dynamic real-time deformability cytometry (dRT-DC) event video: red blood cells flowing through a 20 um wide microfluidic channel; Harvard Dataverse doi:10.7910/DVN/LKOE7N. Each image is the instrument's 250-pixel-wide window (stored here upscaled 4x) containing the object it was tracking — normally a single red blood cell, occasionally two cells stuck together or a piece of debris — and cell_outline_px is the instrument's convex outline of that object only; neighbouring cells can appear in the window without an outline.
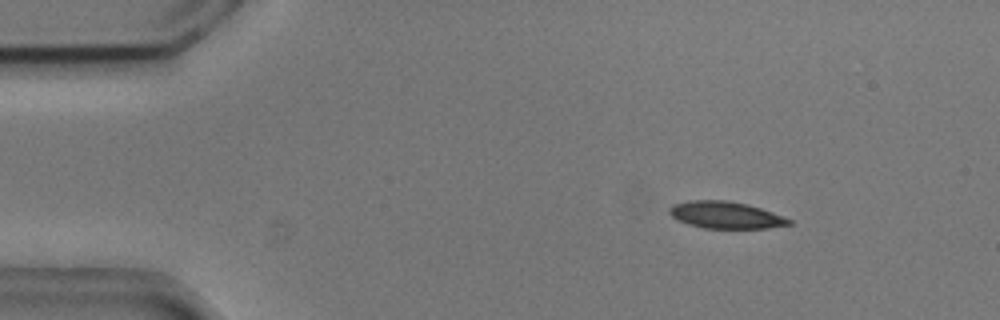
{"species": "common noctule bat (a hibernating species)", "species_latin": "Nyctalus noctula", "temperature_condition": "cold", "stored_images_in_passage": 8, "camera_frame_rate_fps": 3000, "um_per_image_px": 0.085, "animal": {"sex": "male", "body_mass_g": 20.5, "forearm_length_mm": 52.5}, "frame": {"image": 1, "passage_image": 2, "time_ms": 0.333, "image_size_px": [1000, 320], "cell_outline_px": [[792, 224], [768, 228], [704, 228], [688, 224], [672, 216], [668, 212], [668, 208], [672, 204], [688, 200], [728, 200], [748, 204], [772, 212], [792, 220]], "centroid_in_image_um": [61.66, 18.26], "position_along_channel_um": 23.3, "area_um2": 18.79}}
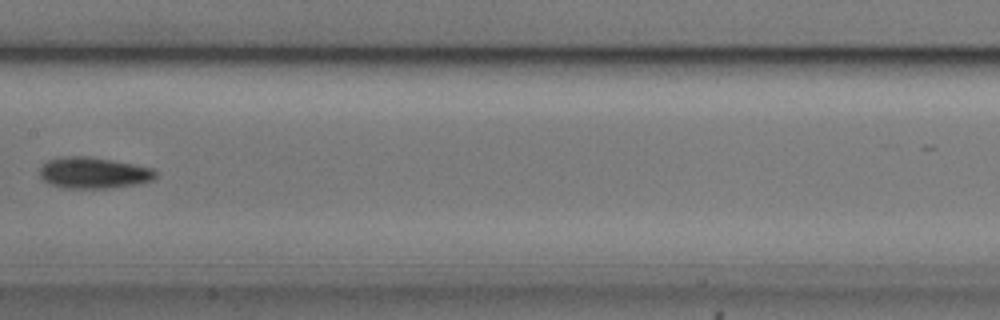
{"frame": {"image": 2, "passage_image": 7, "time_ms": 2.0, "image_size_px": [1000, 320], "cell_outline_px": [[156, 176], [152, 180], [140, 184], [108, 188], [64, 188], [52, 184], [44, 180], [40, 176], [40, 168], [48, 160], [60, 156], [88, 156], [112, 160], [152, 168], [156, 172]], "centroid_in_image_um": [7.95, 14.69], "position_along_channel_um": 199.4, "area_um2": 21.04}}
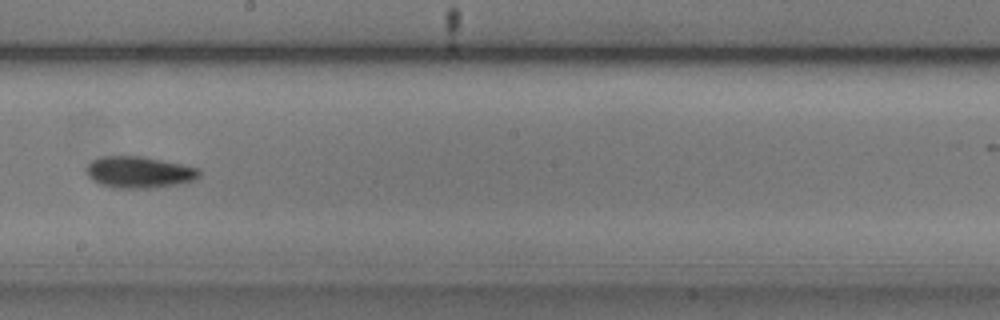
{"frame": {"image": 3, "passage_image": 8, "time_ms": 2.333, "image_size_px": [1000, 320], "cell_outline_px": [[200, 176], [192, 180], [176, 184], [152, 188], [112, 188], [100, 184], [92, 180], [88, 176], [88, 164], [92, 160], [100, 156], [140, 156], [200, 168]], "centroid_in_image_um": [11.8, 14.64], "position_along_channel_um": 236.4, "area_um2": 20.58}}